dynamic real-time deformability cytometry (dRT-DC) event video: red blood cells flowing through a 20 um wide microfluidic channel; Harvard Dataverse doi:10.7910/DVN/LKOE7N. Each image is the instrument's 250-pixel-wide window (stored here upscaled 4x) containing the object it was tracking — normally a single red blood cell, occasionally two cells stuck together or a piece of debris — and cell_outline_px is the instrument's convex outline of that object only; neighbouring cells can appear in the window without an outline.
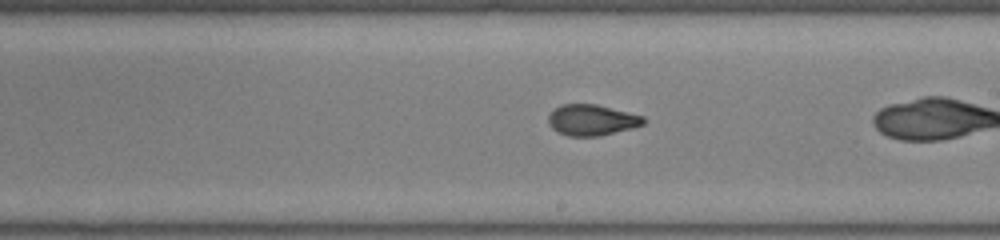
{"species": "common noctule bat (a hibernating species)", "species_latin": "Nyctalus noctula", "temperature_condition": "room temperature", "stored_images_in_passage": 44, "camera_frame_rate_fps": 3000, "um_per_image_px": 0.085, "animal": {"sex": "female", "body_mass_g": 22.0, "forearm_length_mm": 56.7}, "frame": {"image": 1, "passage_image": 33, "time_ms": 10.667, "image_size_px": [1000, 240], "cell_outline_px": [[648, 120], [644, 124], [632, 128], [600, 136], [568, 136], [556, 132], [548, 124], [548, 116], [560, 104], [596, 104], [644, 116]], "centroid_in_image_um": [50.31, 10.21], "position_along_channel_um": 238.7, "area_um2": 17.28}}
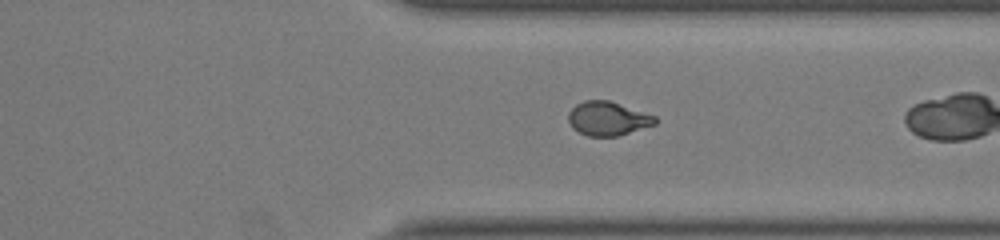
{"frame": {"image": 2, "passage_image": 42, "time_ms": 13.667, "image_size_px": [1000, 240], "cell_outline_px": [[656, 124], [616, 136], [588, 136], [572, 128], [568, 120], [568, 112], [576, 104], [584, 100], [608, 100], [656, 116]], "centroid_in_image_um": [51.63, 10.07], "position_along_channel_um": 359.8, "area_um2": 16.99}}